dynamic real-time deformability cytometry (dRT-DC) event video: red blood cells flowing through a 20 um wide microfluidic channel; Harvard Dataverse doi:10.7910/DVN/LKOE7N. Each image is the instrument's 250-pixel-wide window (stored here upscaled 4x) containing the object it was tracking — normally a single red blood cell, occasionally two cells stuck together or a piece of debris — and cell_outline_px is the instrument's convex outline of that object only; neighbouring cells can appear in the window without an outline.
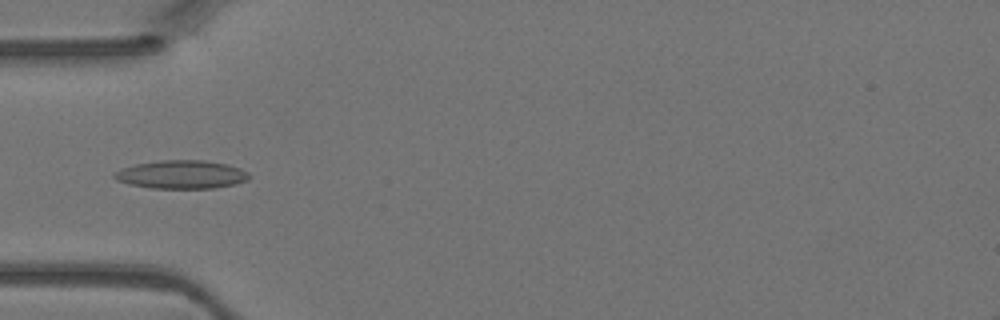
{"species": "Egyptian fruit bat (a non-hibernating species)", "species_latin": "Rousettus aegyptiacus", "temperature_condition": "warm", "stored_images_in_passage": 4, "camera_frame_rate_fps": 3000, "um_per_image_px": 0.085, "animal": {"sex": "female"}, "frame": {"image": 1, "passage_image": 4, "time_ms": 1.0, "image_size_px": [1000, 320], "cell_outline_px": [[252, 176], [248, 180], [236, 184], [216, 188], [152, 188], [132, 184], [116, 180], [112, 176], [120, 168], [136, 164], [160, 160], [204, 160], [228, 164], [240, 168], [248, 172]], "centroid_in_image_um": [15.48, 14.83], "position_along_channel_um": 69.5, "area_um2": 22.37}}